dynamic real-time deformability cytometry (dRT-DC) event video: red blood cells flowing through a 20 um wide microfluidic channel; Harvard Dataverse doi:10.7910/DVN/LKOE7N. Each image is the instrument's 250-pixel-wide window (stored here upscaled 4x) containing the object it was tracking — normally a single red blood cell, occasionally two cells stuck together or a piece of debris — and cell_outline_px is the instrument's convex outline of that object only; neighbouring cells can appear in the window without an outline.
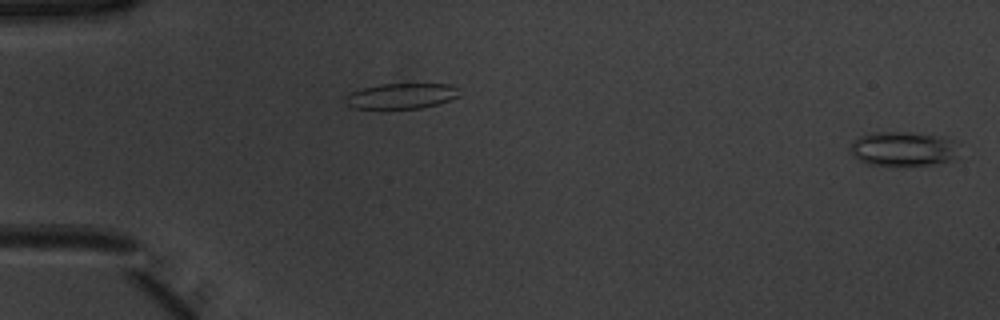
{"species": "common noctule bat (a hibernating species)", "species_latin": "Nyctalus noctula", "temperature_condition": "warm", "stored_images_in_passage": 52, "camera_frame_rate_fps": 3000, "um_per_image_px": 0.085, "animal": {"sex": "male", "body_mass_g": 20.1, "forearm_length_mm": 53.5}, "frame": {"image": 1, "passage_image": 1, "time_ms": 0.0, "image_size_px": [1000, 320], "cell_outline_px": [[960, 156], [952, 160], [932, 164], [868, 164], [852, 156], [852, 140], [860, 136], [872, 132], [912, 132], [944, 136], [952, 140]], "centroid_in_image_um": [76.79, 12.62], "position_along_channel_um": 8.2, "area_um2": 21.62}}
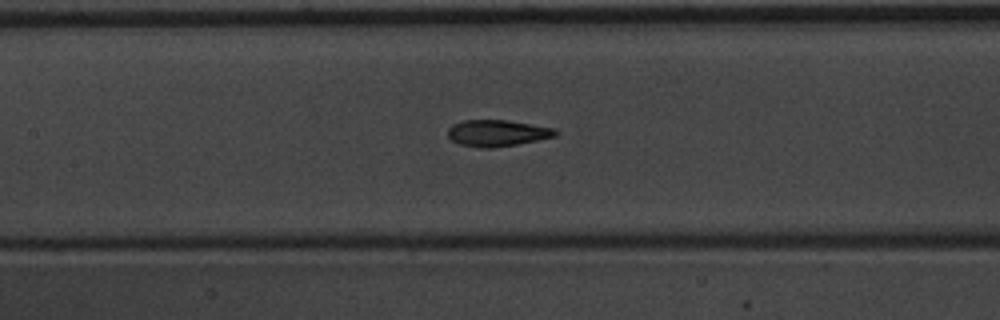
{"frame": {"image": 2, "passage_image": 25, "time_ms": 8.0, "image_size_px": [1000, 320], "cell_outline_px": [[560, 132], [556, 136], [516, 144], [492, 148], [480, 148], [460, 144], [452, 140], [448, 136], [448, 128], [452, 124], [464, 120], [508, 120], [556, 128]], "centroid_in_image_um": [42.28, 11.3], "position_along_channel_um": 165.1, "area_um2": 16.65}}
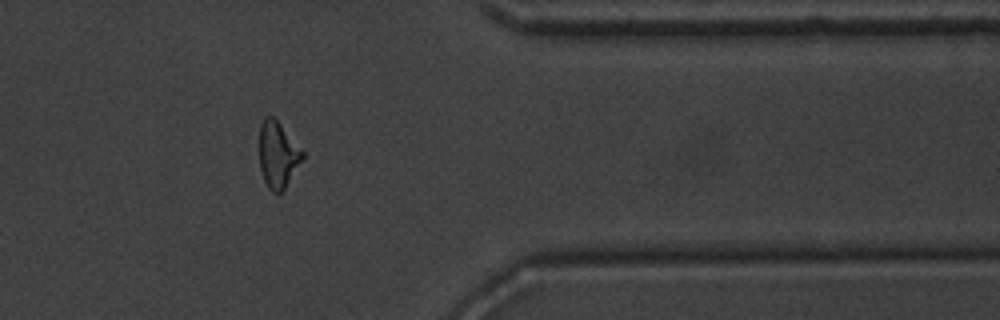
{"frame": {"image": 3, "passage_image": 43, "time_ms": 14.0, "image_size_px": [1000, 320], "cell_outline_px": [[304, 156], [284, 188], [280, 192], [272, 192], [268, 188], [264, 180], [260, 168], [260, 124], [264, 116], [272, 116], [280, 124], [304, 152]], "centroid_in_image_um": [23.59, 13.13], "position_along_channel_um": 387.8, "area_um2": 16.24}, "authors_computed_cell_mechanics": {"area_um2": 16.9932, "velocity_mm_per_s": 3.9375, "shape_relaxation_time_tau1_ms": 4.3817, "shape_relaxation_time_tau2_ms": 1.5425, "deformation_change_tau1": 0.1677, "deformation_change_tau2": 0.0911}}